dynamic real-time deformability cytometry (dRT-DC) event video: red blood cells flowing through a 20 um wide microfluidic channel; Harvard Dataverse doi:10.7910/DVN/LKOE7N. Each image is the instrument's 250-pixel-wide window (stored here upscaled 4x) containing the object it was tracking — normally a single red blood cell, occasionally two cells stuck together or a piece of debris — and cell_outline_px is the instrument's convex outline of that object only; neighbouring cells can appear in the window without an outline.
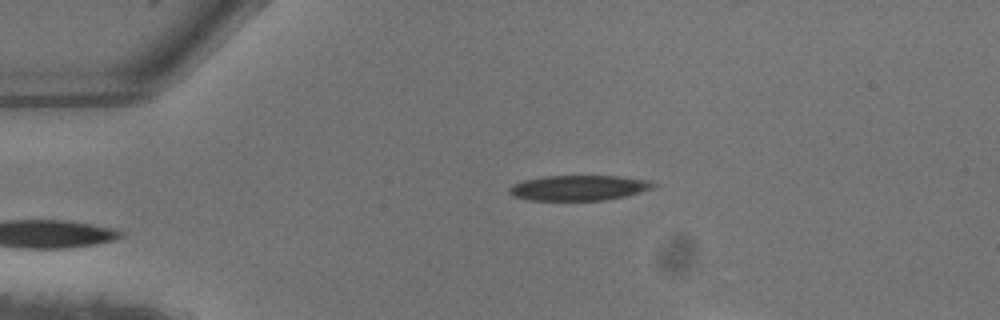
{"species": "common noctule bat (a hibernating species)", "species_latin": "Nyctalus noctula", "temperature_condition": "warm", "stored_images_in_passage": 4, "camera_frame_rate_fps": 3000, "um_per_image_px": 0.085, "animal": {"sex": "male", "body_mass_g": 13.3}, "frame": {"image": 1, "passage_image": 4, "time_ms": 1.0, "image_size_px": [1000, 320], "cell_outline_px": [[660, 184], [656, 188], [628, 196], [604, 200], [528, 200], [512, 196], [508, 192], [508, 188], [512, 184], [524, 180], [544, 176], [616, 176], [648, 180]], "centroid_in_image_um": [49.24, 15.97], "position_along_channel_um": 35.8, "area_um2": 21.5}}